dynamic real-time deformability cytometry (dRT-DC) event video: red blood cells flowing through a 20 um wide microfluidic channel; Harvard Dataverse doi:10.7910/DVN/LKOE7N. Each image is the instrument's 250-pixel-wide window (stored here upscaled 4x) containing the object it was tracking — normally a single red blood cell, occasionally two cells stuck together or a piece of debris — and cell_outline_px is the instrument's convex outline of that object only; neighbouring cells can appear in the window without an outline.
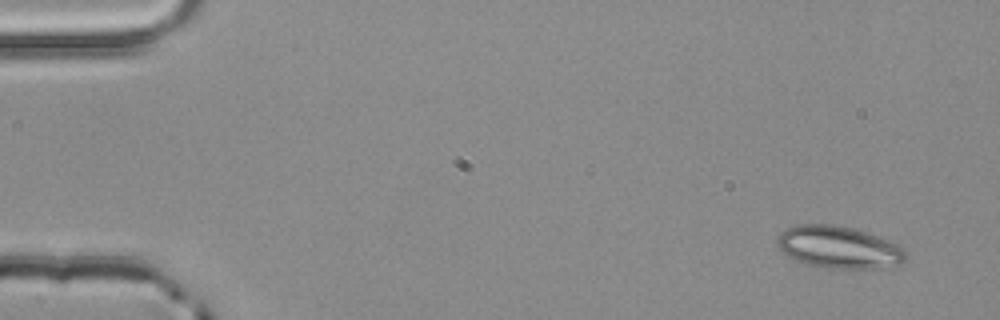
{"species": "common noctule bat (a hibernating species)", "species_latin": "Nyctalus noctula", "temperature_condition": "room temperature", "stored_images_in_passage": 4, "camera_frame_rate_fps": 3000, "um_per_image_px": 0.085, "animal": {"sex": "male", "body_mass_g": 20.4}, "frame": {"image": 1, "passage_image": 1, "time_ms": 0.0, "image_size_px": [1000, 320], "cell_outline_px": [[904, 260], [900, 264], [880, 268], [840, 268], [808, 264], [788, 256], [776, 244], [776, 236], [780, 232], [796, 224], [832, 224], [852, 228], [900, 244], [904, 248]], "centroid_in_image_um": [71.28, 20.99], "position_along_channel_um": 13.7, "area_um2": 31.21}}